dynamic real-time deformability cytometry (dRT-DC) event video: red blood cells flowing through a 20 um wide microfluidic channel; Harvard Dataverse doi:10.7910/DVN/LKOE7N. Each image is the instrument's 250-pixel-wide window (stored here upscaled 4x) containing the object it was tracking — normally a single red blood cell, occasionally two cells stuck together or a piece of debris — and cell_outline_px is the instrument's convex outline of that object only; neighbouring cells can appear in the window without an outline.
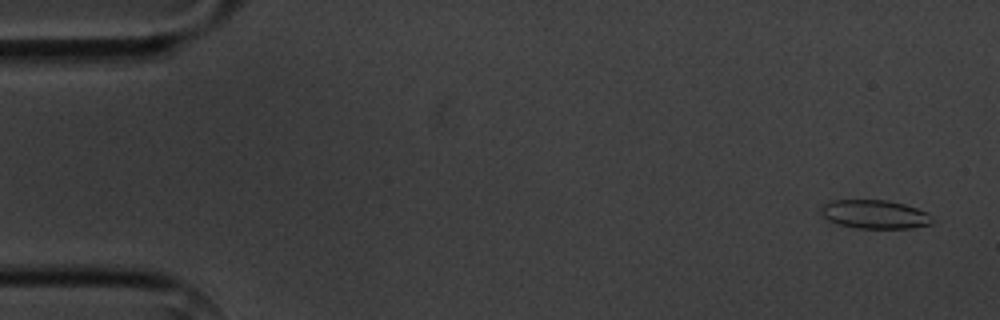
{"species": "common noctule bat (a hibernating species)", "species_latin": "Nyctalus noctula", "temperature_condition": "cold", "stored_images_in_passage": 6, "camera_frame_rate_fps": 3000, "um_per_image_px": 0.085, "animal": {"sex": "male", "body_mass_g": 20.1, "forearm_length_mm": 53.5}, "frame": {"image": 1, "passage_image": 1, "time_ms": 0.0, "image_size_px": [1000, 320], "cell_outline_px": [[932, 224], [908, 228], [856, 228], [836, 224], [828, 220], [820, 212], [820, 208], [824, 204], [832, 200], [888, 200], [904, 204], [928, 212], [932, 216]], "centroid_in_image_um": [74.34, 18.21], "position_along_channel_um": 10.7, "area_um2": 18.67}}
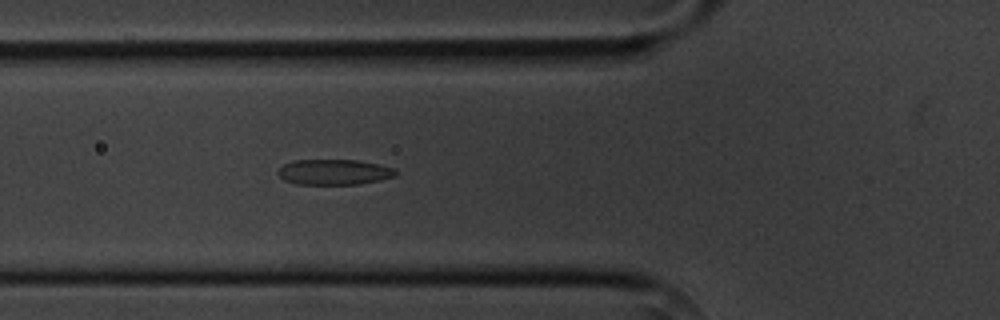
{"frame": {"image": 2, "passage_image": 6, "time_ms": 5.667, "image_size_px": [1000, 320], "cell_outline_px": [[396, 176], [380, 180], [356, 184], [296, 184], [284, 180], [276, 172], [284, 164], [292, 160], [356, 160], [380, 164], [396, 168]], "centroid_in_image_um": [28.41, 14.62], "position_along_channel_um": 97.4, "area_um2": 17.51}}